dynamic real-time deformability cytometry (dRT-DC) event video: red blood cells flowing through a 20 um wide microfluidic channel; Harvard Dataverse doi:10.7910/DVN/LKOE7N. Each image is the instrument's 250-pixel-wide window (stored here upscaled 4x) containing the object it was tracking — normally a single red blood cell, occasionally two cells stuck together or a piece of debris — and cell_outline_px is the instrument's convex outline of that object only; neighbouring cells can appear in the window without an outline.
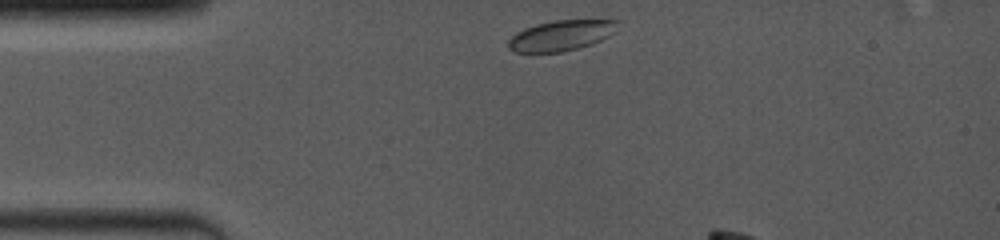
{"species": "common noctule bat (a hibernating species)", "species_latin": "Nyctalus noctula", "temperature_condition": "room temperature", "stored_images_in_passage": 6, "camera_frame_rate_fps": 4000, "um_per_image_px": 0.085, "animal": {"sex": "female", "body_mass_g": 19.0, "forearm_length_mm": 53.3}, "frame": {"image": 1, "passage_image": 1, "time_ms": 0.0, "image_size_px": [1000, 240], "cell_outline_px": [[620, 20], [612, 32], [608, 36], [592, 44], [560, 52], [512, 52], [508, 48], [508, 40], [516, 32], [524, 28], [536, 24], [552, 20]], "centroid_in_image_um": [47.63, 3.01], "position_along_channel_um": 37.4, "area_um2": 19.25}}